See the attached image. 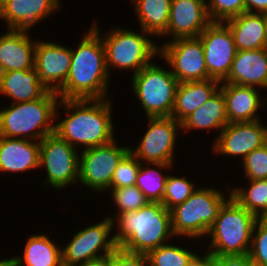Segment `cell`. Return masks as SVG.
I'll list each match as a JSON object with an SVG mask.
<instances>
[{"mask_svg": "<svg viewBox=\"0 0 267 266\" xmlns=\"http://www.w3.org/2000/svg\"><path fill=\"white\" fill-rule=\"evenodd\" d=\"M111 99H60L56 109L58 122H55V133L77 150L112 142L116 139V125ZM61 109L66 113L63 119L60 117Z\"/></svg>", "mask_w": 267, "mask_h": 266, "instance_id": "obj_1", "label": "cell"}, {"mask_svg": "<svg viewBox=\"0 0 267 266\" xmlns=\"http://www.w3.org/2000/svg\"><path fill=\"white\" fill-rule=\"evenodd\" d=\"M77 47L71 48V66L64 85L56 92L60 99H106L110 78L101 36L89 27ZM110 76V77H109Z\"/></svg>", "mask_w": 267, "mask_h": 266, "instance_id": "obj_2", "label": "cell"}, {"mask_svg": "<svg viewBox=\"0 0 267 266\" xmlns=\"http://www.w3.org/2000/svg\"><path fill=\"white\" fill-rule=\"evenodd\" d=\"M112 222L115 244L130 253L147 254L176 238L171 212L159 202H149L137 211L118 214Z\"/></svg>", "mask_w": 267, "mask_h": 266, "instance_id": "obj_3", "label": "cell"}, {"mask_svg": "<svg viewBox=\"0 0 267 266\" xmlns=\"http://www.w3.org/2000/svg\"><path fill=\"white\" fill-rule=\"evenodd\" d=\"M59 101L58 94L49 90L37 100L0 107V136L40 142L55 133Z\"/></svg>", "mask_w": 267, "mask_h": 266, "instance_id": "obj_4", "label": "cell"}, {"mask_svg": "<svg viewBox=\"0 0 267 266\" xmlns=\"http://www.w3.org/2000/svg\"><path fill=\"white\" fill-rule=\"evenodd\" d=\"M91 27L101 36L106 52V66L109 74L114 70L137 74L146 65L159 56L158 42L151 35L140 29L113 27L100 33L99 23L93 21ZM104 34V35H103ZM112 70V71H111ZM129 70V71H128Z\"/></svg>", "mask_w": 267, "mask_h": 266, "instance_id": "obj_5", "label": "cell"}, {"mask_svg": "<svg viewBox=\"0 0 267 266\" xmlns=\"http://www.w3.org/2000/svg\"><path fill=\"white\" fill-rule=\"evenodd\" d=\"M221 191L202 185L183 203L170 210L172 231L177 239H205L223 204L231 197L230 186ZM227 193V194H226ZM226 194V195H225Z\"/></svg>", "mask_w": 267, "mask_h": 266, "instance_id": "obj_6", "label": "cell"}, {"mask_svg": "<svg viewBox=\"0 0 267 266\" xmlns=\"http://www.w3.org/2000/svg\"><path fill=\"white\" fill-rule=\"evenodd\" d=\"M257 217L230 197L220 208L205 240L207 252L217 255H247ZM209 238V239H208Z\"/></svg>", "mask_w": 267, "mask_h": 266, "instance_id": "obj_7", "label": "cell"}, {"mask_svg": "<svg viewBox=\"0 0 267 266\" xmlns=\"http://www.w3.org/2000/svg\"><path fill=\"white\" fill-rule=\"evenodd\" d=\"M154 62L132 76L131 91L147 117H169L174 109L179 81L167 63L164 68Z\"/></svg>", "mask_w": 267, "mask_h": 266, "instance_id": "obj_8", "label": "cell"}, {"mask_svg": "<svg viewBox=\"0 0 267 266\" xmlns=\"http://www.w3.org/2000/svg\"><path fill=\"white\" fill-rule=\"evenodd\" d=\"M79 151L56 133L45 136L40 141L39 169L46 172L42 185H49L55 191L77 185Z\"/></svg>", "mask_w": 267, "mask_h": 266, "instance_id": "obj_9", "label": "cell"}, {"mask_svg": "<svg viewBox=\"0 0 267 266\" xmlns=\"http://www.w3.org/2000/svg\"><path fill=\"white\" fill-rule=\"evenodd\" d=\"M113 222L105 216L74 233L69 242L62 245L63 266H81L88 261L110 255L116 248Z\"/></svg>", "mask_w": 267, "mask_h": 266, "instance_id": "obj_10", "label": "cell"}, {"mask_svg": "<svg viewBox=\"0 0 267 266\" xmlns=\"http://www.w3.org/2000/svg\"><path fill=\"white\" fill-rule=\"evenodd\" d=\"M116 140L80 150L78 183L84 188L106 194L118 163L130 151V146L122 147Z\"/></svg>", "mask_w": 267, "mask_h": 266, "instance_id": "obj_11", "label": "cell"}, {"mask_svg": "<svg viewBox=\"0 0 267 266\" xmlns=\"http://www.w3.org/2000/svg\"><path fill=\"white\" fill-rule=\"evenodd\" d=\"M146 119L148 128L142 138L140 137L139 145L136 148L130 146V152L140 163L174 165L177 137L182 131L181 123L172 116L147 117Z\"/></svg>", "mask_w": 267, "mask_h": 266, "instance_id": "obj_12", "label": "cell"}, {"mask_svg": "<svg viewBox=\"0 0 267 266\" xmlns=\"http://www.w3.org/2000/svg\"><path fill=\"white\" fill-rule=\"evenodd\" d=\"M164 42L159 44V58L168 64L179 83L210 79L199 37L176 38Z\"/></svg>", "mask_w": 267, "mask_h": 266, "instance_id": "obj_13", "label": "cell"}, {"mask_svg": "<svg viewBox=\"0 0 267 266\" xmlns=\"http://www.w3.org/2000/svg\"><path fill=\"white\" fill-rule=\"evenodd\" d=\"M263 120L228 123L214 138L213 154L239 156L240 162L253 150L267 143V124Z\"/></svg>", "mask_w": 267, "mask_h": 266, "instance_id": "obj_14", "label": "cell"}, {"mask_svg": "<svg viewBox=\"0 0 267 266\" xmlns=\"http://www.w3.org/2000/svg\"><path fill=\"white\" fill-rule=\"evenodd\" d=\"M198 37L202 41L210 79L223 82L237 53L231 30L225 22H211Z\"/></svg>", "mask_w": 267, "mask_h": 266, "instance_id": "obj_15", "label": "cell"}, {"mask_svg": "<svg viewBox=\"0 0 267 266\" xmlns=\"http://www.w3.org/2000/svg\"><path fill=\"white\" fill-rule=\"evenodd\" d=\"M71 47L38 40L35 48V68L39 80L50 91L57 92L65 83L71 66Z\"/></svg>", "mask_w": 267, "mask_h": 266, "instance_id": "obj_16", "label": "cell"}, {"mask_svg": "<svg viewBox=\"0 0 267 266\" xmlns=\"http://www.w3.org/2000/svg\"><path fill=\"white\" fill-rule=\"evenodd\" d=\"M61 0H7L0 6V21L7 29L27 33L41 21L59 12Z\"/></svg>", "mask_w": 267, "mask_h": 266, "instance_id": "obj_17", "label": "cell"}, {"mask_svg": "<svg viewBox=\"0 0 267 266\" xmlns=\"http://www.w3.org/2000/svg\"><path fill=\"white\" fill-rule=\"evenodd\" d=\"M211 22L206 0H172L167 32L161 39L198 37Z\"/></svg>", "mask_w": 267, "mask_h": 266, "instance_id": "obj_18", "label": "cell"}, {"mask_svg": "<svg viewBox=\"0 0 267 266\" xmlns=\"http://www.w3.org/2000/svg\"><path fill=\"white\" fill-rule=\"evenodd\" d=\"M219 88L224 95L229 123L260 120L258 110L267 107V98L261 95L260 88L231 83H220Z\"/></svg>", "mask_w": 267, "mask_h": 266, "instance_id": "obj_19", "label": "cell"}, {"mask_svg": "<svg viewBox=\"0 0 267 266\" xmlns=\"http://www.w3.org/2000/svg\"><path fill=\"white\" fill-rule=\"evenodd\" d=\"M0 34V73L12 70H30L35 67L37 40L31 34L7 29Z\"/></svg>", "mask_w": 267, "mask_h": 266, "instance_id": "obj_20", "label": "cell"}, {"mask_svg": "<svg viewBox=\"0 0 267 266\" xmlns=\"http://www.w3.org/2000/svg\"><path fill=\"white\" fill-rule=\"evenodd\" d=\"M221 83L253 86L267 92V50L237 51L227 78Z\"/></svg>", "mask_w": 267, "mask_h": 266, "instance_id": "obj_21", "label": "cell"}, {"mask_svg": "<svg viewBox=\"0 0 267 266\" xmlns=\"http://www.w3.org/2000/svg\"><path fill=\"white\" fill-rule=\"evenodd\" d=\"M40 142L0 136V173L38 170Z\"/></svg>", "mask_w": 267, "mask_h": 266, "instance_id": "obj_22", "label": "cell"}, {"mask_svg": "<svg viewBox=\"0 0 267 266\" xmlns=\"http://www.w3.org/2000/svg\"><path fill=\"white\" fill-rule=\"evenodd\" d=\"M49 90L39 80L37 70H12L0 73V94L11 103L30 102L42 98Z\"/></svg>", "mask_w": 267, "mask_h": 266, "instance_id": "obj_23", "label": "cell"}, {"mask_svg": "<svg viewBox=\"0 0 267 266\" xmlns=\"http://www.w3.org/2000/svg\"><path fill=\"white\" fill-rule=\"evenodd\" d=\"M44 232L27 237L23 255L8 257L9 266H63L62 244Z\"/></svg>", "mask_w": 267, "mask_h": 266, "instance_id": "obj_24", "label": "cell"}, {"mask_svg": "<svg viewBox=\"0 0 267 266\" xmlns=\"http://www.w3.org/2000/svg\"><path fill=\"white\" fill-rule=\"evenodd\" d=\"M219 87L220 82L215 79L179 83L171 116L182 123L192 112L206 103Z\"/></svg>", "mask_w": 267, "mask_h": 266, "instance_id": "obj_25", "label": "cell"}, {"mask_svg": "<svg viewBox=\"0 0 267 266\" xmlns=\"http://www.w3.org/2000/svg\"><path fill=\"white\" fill-rule=\"evenodd\" d=\"M225 23L231 30L237 51L266 48L264 13L245 12Z\"/></svg>", "mask_w": 267, "mask_h": 266, "instance_id": "obj_26", "label": "cell"}, {"mask_svg": "<svg viewBox=\"0 0 267 266\" xmlns=\"http://www.w3.org/2000/svg\"><path fill=\"white\" fill-rule=\"evenodd\" d=\"M224 95L219 88L206 103L191 113L182 123L183 132L203 130L220 133L228 124Z\"/></svg>", "mask_w": 267, "mask_h": 266, "instance_id": "obj_27", "label": "cell"}, {"mask_svg": "<svg viewBox=\"0 0 267 266\" xmlns=\"http://www.w3.org/2000/svg\"><path fill=\"white\" fill-rule=\"evenodd\" d=\"M172 0H131L140 29L153 37L167 32Z\"/></svg>", "mask_w": 267, "mask_h": 266, "instance_id": "obj_28", "label": "cell"}, {"mask_svg": "<svg viewBox=\"0 0 267 266\" xmlns=\"http://www.w3.org/2000/svg\"><path fill=\"white\" fill-rule=\"evenodd\" d=\"M174 165L161 163H141L136 179V186L144 193L149 202H162L168 174Z\"/></svg>", "mask_w": 267, "mask_h": 266, "instance_id": "obj_29", "label": "cell"}, {"mask_svg": "<svg viewBox=\"0 0 267 266\" xmlns=\"http://www.w3.org/2000/svg\"><path fill=\"white\" fill-rule=\"evenodd\" d=\"M246 187H232L231 197L257 218L267 216V179L247 180Z\"/></svg>", "mask_w": 267, "mask_h": 266, "instance_id": "obj_30", "label": "cell"}, {"mask_svg": "<svg viewBox=\"0 0 267 266\" xmlns=\"http://www.w3.org/2000/svg\"><path fill=\"white\" fill-rule=\"evenodd\" d=\"M187 248L183 244L180 246L171 242L161 245L146 254L149 266H188L198 250L195 252Z\"/></svg>", "mask_w": 267, "mask_h": 266, "instance_id": "obj_31", "label": "cell"}, {"mask_svg": "<svg viewBox=\"0 0 267 266\" xmlns=\"http://www.w3.org/2000/svg\"><path fill=\"white\" fill-rule=\"evenodd\" d=\"M107 194L112 199L113 207L117 208L114 215H106L113 220L118 214L127 213L129 211H137L139 208L147 205L149 200L144 193L136 186H128L123 188L108 189Z\"/></svg>", "mask_w": 267, "mask_h": 266, "instance_id": "obj_32", "label": "cell"}, {"mask_svg": "<svg viewBox=\"0 0 267 266\" xmlns=\"http://www.w3.org/2000/svg\"><path fill=\"white\" fill-rule=\"evenodd\" d=\"M196 186L192 179L190 181L185 176H177V174L174 176L169 173L161 203L171 210L188 199L198 189Z\"/></svg>", "mask_w": 267, "mask_h": 266, "instance_id": "obj_33", "label": "cell"}, {"mask_svg": "<svg viewBox=\"0 0 267 266\" xmlns=\"http://www.w3.org/2000/svg\"><path fill=\"white\" fill-rule=\"evenodd\" d=\"M141 163L129 151L118 163L109 189L123 188L136 185V179Z\"/></svg>", "mask_w": 267, "mask_h": 266, "instance_id": "obj_34", "label": "cell"}, {"mask_svg": "<svg viewBox=\"0 0 267 266\" xmlns=\"http://www.w3.org/2000/svg\"><path fill=\"white\" fill-rule=\"evenodd\" d=\"M212 22H225L245 13V0H206Z\"/></svg>", "mask_w": 267, "mask_h": 266, "instance_id": "obj_35", "label": "cell"}, {"mask_svg": "<svg viewBox=\"0 0 267 266\" xmlns=\"http://www.w3.org/2000/svg\"><path fill=\"white\" fill-rule=\"evenodd\" d=\"M239 164L242 165L245 179H267V143L246 155Z\"/></svg>", "mask_w": 267, "mask_h": 266, "instance_id": "obj_36", "label": "cell"}, {"mask_svg": "<svg viewBox=\"0 0 267 266\" xmlns=\"http://www.w3.org/2000/svg\"><path fill=\"white\" fill-rule=\"evenodd\" d=\"M255 266H267V220L258 218L252 233L248 252Z\"/></svg>", "mask_w": 267, "mask_h": 266, "instance_id": "obj_37", "label": "cell"}, {"mask_svg": "<svg viewBox=\"0 0 267 266\" xmlns=\"http://www.w3.org/2000/svg\"><path fill=\"white\" fill-rule=\"evenodd\" d=\"M109 266H149L146 254L130 253L117 247L109 255Z\"/></svg>", "mask_w": 267, "mask_h": 266, "instance_id": "obj_38", "label": "cell"}, {"mask_svg": "<svg viewBox=\"0 0 267 266\" xmlns=\"http://www.w3.org/2000/svg\"><path fill=\"white\" fill-rule=\"evenodd\" d=\"M214 266H255L247 255H217L213 256Z\"/></svg>", "mask_w": 267, "mask_h": 266, "instance_id": "obj_39", "label": "cell"}, {"mask_svg": "<svg viewBox=\"0 0 267 266\" xmlns=\"http://www.w3.org/2000/svg\"><path fill=\"white\" fill-rule=\"evenodd\" d=\"M245 12L267 13V0H245Z\"/></svg>", "mask_w": 267, "mask_h": 266, "instance_id": "obj_40", "label": "cell"}, {"mask_svg": "<svg viewBox=\"0 0 267 266\" xmlns=\"http://www.w3.org/2000/svg\"><path fill=\"white\" fill-rule=\"evenodd\" d=\"M188 266H214L213 255L207 251L203 255L198 252Z\"/></svg>", "mask_w": 267, "mask_h": 266, "instance_id": "obj_41", "label": "cell"}, {"mask_svg": "<svg viewBox=\"0 0 267 266\" xmlns=\"http://www.w3.org/2000/svg\"><path fill=\"white\" fill-rule=\"evenodd\" d=\"M81 266H109V255L99 259L88 261L87 263Z\"/></svg>", "mask_w": 267, "mask_h": 266, "instance_id": "obj_42", "label": "cell"}, {"mask_svg": "<svg viewBox=\"0 0 267 266\" xmlns=\"http://www.w3.org/2000/svg\"><path fill=\"white\" fill-rule=\"evenodd\" d=\"M265 19V34H266V47H267V13H264Z\"/></svg>", "mask_w": 267, "mask_h": 266, "instance_id": "obj_43", "label": "cell"}, {"mask_svg": "<svg viewBox=\"0 0 267 266\" xmlns=\"http://www.w3.org/2000/svg\"><path fill=\"white\" fill-rule=\"evenodd\" d=\"M8 265V258L0 259V266H7Z\"/></svg>", "mask_w": 267, "mask_h": 266, "instance_id": "obj_44", "label": "cell"}, {"mask_svg": "<svg viewBox=\"0 0 267 266\" xmlns=\"http://www.w3.org/2000/svg\"><path fill=\"white\" fill-rule=\"evenodd\" d=\"M7 0H0V6L4 3V2H6Z\"/></svg>", "mask_w": 267, "mask_h": 266, "instance_id": "obj_45", "label": "cell"}]
</instances>
